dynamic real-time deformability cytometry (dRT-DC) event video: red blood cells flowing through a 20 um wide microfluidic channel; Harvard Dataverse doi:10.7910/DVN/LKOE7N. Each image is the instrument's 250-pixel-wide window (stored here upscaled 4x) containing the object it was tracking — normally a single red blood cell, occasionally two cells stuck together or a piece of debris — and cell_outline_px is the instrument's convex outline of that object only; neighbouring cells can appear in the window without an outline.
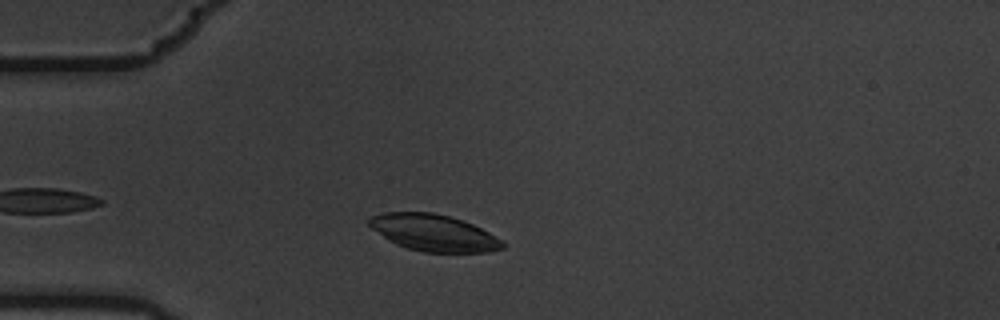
{"species": "common noctule bat (a hibernating species)", "species_latin": "Nyctalus noctula", "temperature_condition": "warm", "stored_images_in_passage": 6, "camera_frame_rate_fps": 3000, "um_per_image_px": 0.085, "animal": {"sex": "male", "body_mass_g": 19.5, "forearm_length_mm": 54.6}, "frame": {"image": 1, "passage_image": 2, "time_ms": 0.333, "image_size_px": [1000, 320], "cell_outline_px": [[508, 244], [504, 248], [488, 252], [424, 252], [408, 248], [396, 244], [388, 240], [372, 228], [364, 220], [372, 216], [384, 212], [432, 212], [448, 216], [472, 224], [488, 232]], "centroid_in_image_um": [36.85, 19.78], "position_along_channel_um": 48.2, "area_um2": 28.44}}
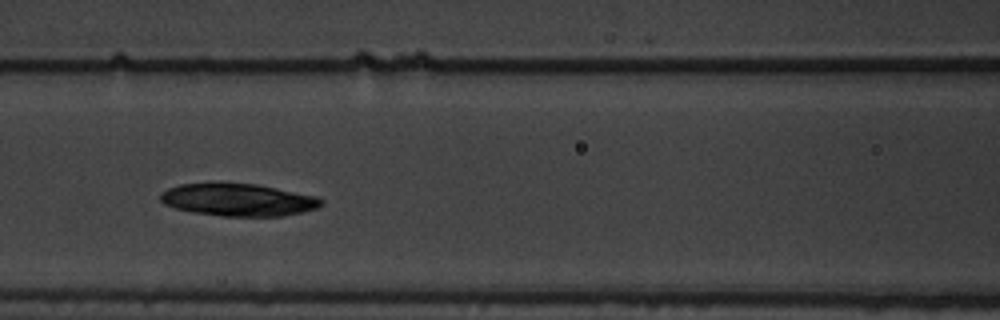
{"frame": {"image": 2, "passage_image": 5, "time_ms": 1.333, "image_size_px": [1000, 320], "cell_outline_px": [[324, 204], [316, 208], [304, 212], [280, 216], [220, 216], [192, 212], [176, 208], [164, 204], [160, 200], [160, 196], [168, 188], [180, 184], [256, 184], [316, 196], [324, 200]], "centroid_in_image_um": [20.28, 17.0], "position_along_channel_um": 146.3, "area_um2": 30.06}}
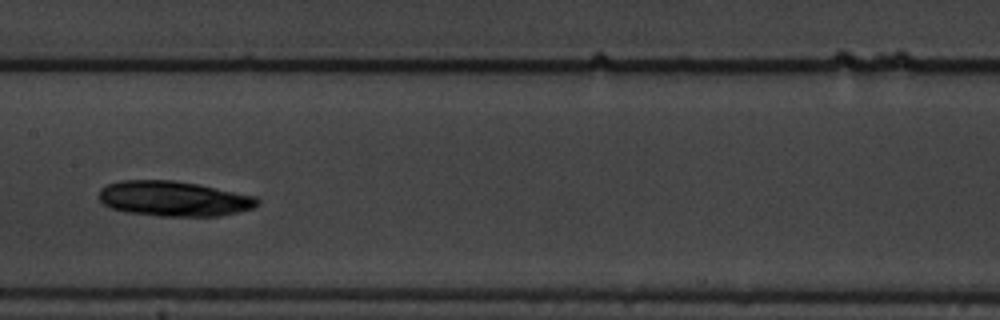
{"frame": {"image": 3, "passage_image": 6, "time_ms": 1.667, "image_size_px": [1000, 320], "cell_outline_px": [[260, 204], [256, 208], [220, 216], [160, 216], [128, 212], [112, 208], [104, 204], [96, 196], [100, 188], [108, 184], [124, 180], [172, 180], [196, 184], [256, 196], [260, 200]], "centroid_in_image_um": [14.79, 16.89], "position_along_channel_um": 192.6, "area_um2": 32.54}}